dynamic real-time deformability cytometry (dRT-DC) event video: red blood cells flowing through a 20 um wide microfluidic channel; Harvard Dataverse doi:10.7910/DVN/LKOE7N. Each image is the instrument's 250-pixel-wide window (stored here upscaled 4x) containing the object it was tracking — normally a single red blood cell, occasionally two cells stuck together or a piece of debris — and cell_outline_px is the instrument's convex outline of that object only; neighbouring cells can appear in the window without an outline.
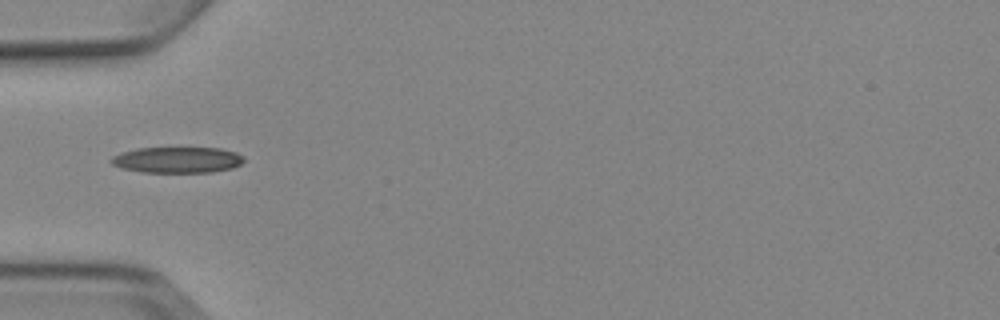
{"species": "Egyptian fruit bat (a non-hibernating species)", "species_latin": "Rousettus aegyptiacus", "temperature_condition": "cold", "stored_images_in_passage": 2, "camera_frame_rate_fps": 3000, "um_per_image_px": 0.085, "animal": {"sex": "female"}, "frame": {"image": 1, "passage_image": 2, "time_ms": 1.333, "image_size_px": [1000, 320], "cell_outline_px": [[244, 160], [240, 164], [232, 168], [212, 172], [140, 172], [120, 168], [112, 164], [108, 160], [112, 156], [120, 152], [136, 148], [220, 148], [236, 152]], "centroid_in_image_um": [15.0, 13.59], "position_along_channel_um": 70.0, "area_um2": 20.17}}